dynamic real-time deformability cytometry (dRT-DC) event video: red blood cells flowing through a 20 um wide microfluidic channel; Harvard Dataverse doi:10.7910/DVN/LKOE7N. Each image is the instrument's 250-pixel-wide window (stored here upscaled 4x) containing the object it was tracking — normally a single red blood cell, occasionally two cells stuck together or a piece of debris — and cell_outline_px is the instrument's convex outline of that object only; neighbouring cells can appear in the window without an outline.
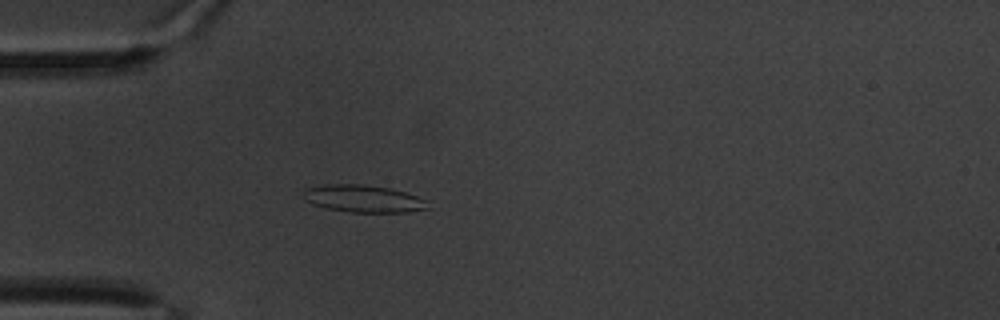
{"species": "common noctule bat (a hibernating species)", "species_latin": "Nyctalus noctula", "temperature_condition": "warm", "stored_images_in_passage": 61, "camera_frame_rate_fps": 3000, "um_per_image_px": 0.085, "animal": {"sex": "male", "body_mass_g": 20.1, "forearm_length_mm": 53.5}, "frame": {"image": 1, "passage_image": 17, "time_ms": 5.333, "image_size_px": [1000, 320], "cell_outline_px": [[432, 208], [408, 212], [348, 212], [324, 208], [312, 204], [304, 200], [300, 196], [304, 188], [324, 184], [364, 184], [388, 188], [404, 192], [416, 196], [424, 200]], "centroid_in_image_um": [30.8, 16.89], "position_along_channel_um": 54.2, "area_um2": 20.11}}
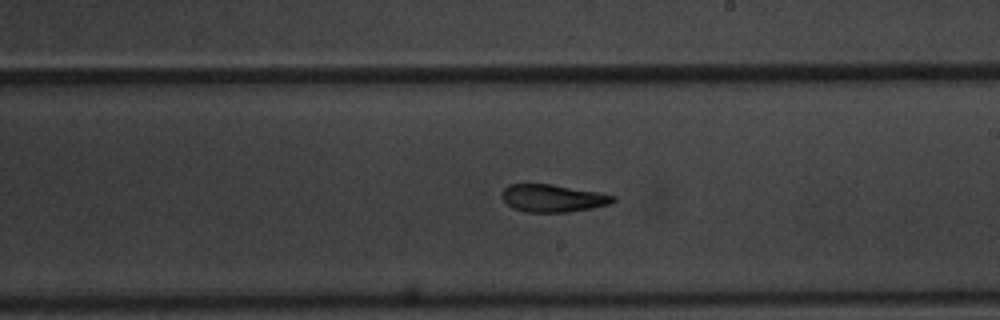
{"frame": {"image": 2, "passage_image": 35, "time_ms": 11.333, "image_size_px": [1000, 320], "cell_outline_px": [[616, 200], [608, 204], [592, 208], [568, 212], [528, 212], [512, 208], [500, 196], [504, 188], [508, 184], [552, 184], [600, 192], [616, 196]], "centroid_in_image_um": [46.99, 16.84], "position_along_channel_um": 242.0, "area_um2": 17.92}}
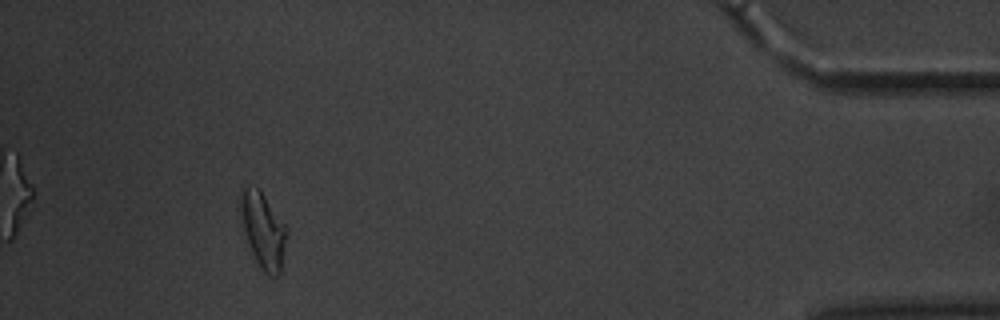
{"frame": {"image": 3, "passage_image": 56, "time_ms": 18.333, "image_size_px": [1000, 320], "cell_outline_px": [[288, 232], [280, 276], [268, 276], [260, 268], [240, 232], [236, 208], [240, 192], [244, 188], [260, 188], [288, 228]], "centroid_in_image_um": [22.29, 19.56], "position_along_channel_um": 412.9, "area_um2": 21.73}, "authors_computed_cell_mechanics": {"area_um2": 19.5942, "velocity_mm_per_s": 3.2733, "shape_relaxation_time_tau1_ms": 9.8325, "shape_relaxation_time_tau2_ms": 3.4056, "deformation_change_tau1": 0.2099, "deformation_change_tau2": 0.1118}}